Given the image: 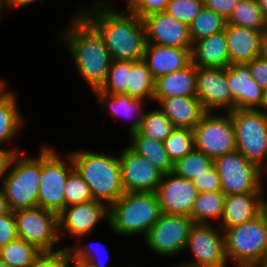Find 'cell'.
I'll return each instance as SVG.
<instances>
[{
  "label": "cell",
  "instance_id": "4dcf8cb0",
  "mask_svg": "<svg viewBox=\"0 0 267 267\" xmlns=\"http://www.w3.org/2000/svg\"><path fill=\"white\" fill-rule=\"evenodd\" d=\"M225 198L222 191L198 193L190 215L193 222L207 224L209 218H222Z\"/></svg>",
  "mask_w": 267,
  "mask_h": 267
},
{
  "label": "cell",
  "instance_id": "8d00e7d4",
  "mask_svg": "<svg viewBox=\"0 0 267 267\" xmlns=\"http://www.w3.org/2000/svg\"><path fill=\"white\" fill-rule=\"evenodd\" d=\"M94 93L98 96L99 101L103 107H105L106 105L108 106L109 103L110 114L112 116L125 114L126 117L131 113H134L135 109L138 111L143 101V99L141 98H134L125 93L123 94L104 93L99 89H95Z\"/></svg>",
  "mask_w": 267,
  "mask_h": 267
},
{
  "label": "cell",
  "instance_id": "60d3db41",
  "mask_svg": "<svg viewBox=\"0 0 267 267\" xmlns=\"http://www.w3.org/2000/svg\"><path fill=\"white\" fill-rule=\"evenodd\" d=\"M191 181L199 193L221 191L220 176L215 165Z\"/></svg>",
  "mask_w": 267,
  "mask_h": 267
},
{
  "label": "cell",
  "instance_id": "ac0fdd59",
  "mask_svg": "<svg viewBox=\"0 0 267 267\" xmlns=\"http://www.w3.org/2000/svg\"><path fill=\"white\" fill-rule=\"evenodd\" d=\"M108 209L103 202L97 200L66 206L58 214L59 234L63 228L73 236L89 234L100 219L107 217L109 220Z\"/></svg>",
  "mask_w": 267,
  "mask_h": 267
},
{
  "label": "cell",
  "instance_id": "5b68a950",
  "mask_svg": "<svg viewBox=\"0 0 267 267\" xmlns=\"http://www.w3.org/2000/svg\"><path fill=\"white\" fill-rule=\"evenodd\" d=\"M38 158L16 155L9 173L4 177L2 189L11 211L38 207L42 172V150ZM15 163V164H14Z\"/></svg>",
  "mask_w": 267,
  "mask_h": 267
},
{
  "label": "cell",
  "instance_id": "7402d4cb",
  "mask_svg": "<svg viewBox=\"0 0 267 267\" xmlns=\"http://www.w3.org/2000/svg\"><path fill=\"white\" fill-rule=\"evenodd\" d=\"M175 127L194 129L206 113L197 96L154 97Z\"/></svg>",
  "mask_w": 267,
  "mask_h": 267
},
{
  "label": "cell",
  "instance_id": "9c48e42d",
  "mask_svg": "<svg viewBox=\"0 0 267 267\" xmlns=\"http://www.w3.org/2000/svg\"><path fill=\"white\" fill-rule=\"evenodd\" d=\"M18 238L34 245L41 252H55L58 243V214L42 207L14 211Z\"/></svg>",
  "mask_w": 267,
  "mask_h": 267
},
{
  "label": "cell",
  "instance_id": "5bb4252c",
  "mask_svg": "<svg viewBox=\"0 0 267 267\" xmlns=\"http://www.w3.org/2000/svg\"><path fill=\"white\" fill-rule=\"evenodd\" d=\"M196 96L206 112L225 106L234 110V100L227 81V67H196Z\"/></svg>",
  "mask_w": 267,
  "mask_h": 267
},
{
  "label": "cell",
  "instance_id": "3957f363",
  "mask_svg": "<svg viewBox=\"0 0 267 267\" xmlns=\"http://www.w3.org/2000/svg\"><path fill=\"white\" fill-rule=\"evenodd\" d=\"M74 169L89 185L92 197L112 205L126 192L121 181L119 157L77 151L70 153Z\"/></svg>",
  "mask_w": 267,
  "mask_h": 267
},
{
  "label": "cell",
  "instance_id": "1f68e13d",
  "mask_svg": "<svg viewBox=\"0 0 267 267\" xmlns=\"http://www.w3.org/2000/svg\"><path fill=\"white\" fill-rule=\"evenodd\" d=\"M40 253L34 245L17 238L0 247V260L10 267H27Z\"/></svg>",
  "mask_w": 267,
  "mask_h": 267
},
{
  "label": "cell",
  "instance_id": "484cf974",
  "mask_svg": "<svg viewBox=\"0 0 267 267\" xmlns=\"http://www.w3.org/2000/svg\"><path fill=\"white\" fill-rule=\"evenodd\" d=\"M130 136L133 142L128 147L133 152L146 158L163 174L173 171V163L163 142L144 137L138 131L132 132Z\"/></svg>",
  "mask_w": 267,
  "mask_h": 267
},
{
  "label": "cell",
  "instance_id": "bcb514c9",
  "mask_svg": "<svg viewBox=\"0 0 267 267\" xmlns=\"http://www.w3.org/2000/svg\"><path fill=\"white\" fill-rule=\"evenodd\" d=\"M72 250L74 251V254H72V252H71ZM67 251L70 253V255L73 258H76V259H79V260H82V261H86V262L90 263L91 265H93L94 267H106V266L101 265V264L96 262V260H97V259H95L96 255L93 254L95 252V250L93 251V249L91 247L90 248H88V247L77 248V246H76L74 248L71 247V249L67 248Z\"/></svg>",
  "mask_w": 267,
  "mask_h": 267
},
{
  "label": "cell",
  "instance_id": "c3c4849f",
  "mask_svg": "<svg viewBox=\"0 0 267 267\" xmlns=\"http://www.w3.org/2000/svg\"><path fill=\"white\" fill-rule=\"evenodd\" d=\"M11 212L8 205V201L5 197V193L2 188H0V216L7 215Z\"/></svg>",
  "mask_w": 267,
  "mask_h": 267
},
{
  "label": "cell",
  "instance_id": "d6986e66",
  "mask_svg": "<svg viewBox=\"0 0 267 267\" xmlns=\"http://www.w3.org/2000/svg\"><path fill=\"white\" fill-rule=\"evenodd\" d=\"M227 81L235 109H259L263 103V89L252 78L247 63H233L227 67Z\"/></svg>",
  "mask_w": 267,
  "mask_h": 267
},
{
  "label": "cell",
  "instance_id": "2e32d148",
  "mask_svg": "<svg viewBox=\"0 0 267 267\" xmlns=\"http://www.w3.org/2000/svg\"><path fill=\"white\" fill-rule=\"evenodd\" d=\"M198 190L191 180L173 172L162 175L156 194L162 214L191 215Z\"/></svg>",
  "mask_w": 267,
  "mask_h": 267
},
{
  "label": "cell",
  "instance_id": "ab89813d",
  "mask_svg": "<svg viewBox=\"0 0 267 267\" xmlns=\"http://www.w3.org/2000/svg\"><path fill=\"white\" fill-rule=\"evenodd\" d=\"M170 0H127V8L131 13L144 17L165 11L166 6Z\"/></svg>",
  "mask_w": 267,
  "mask_h": 267
},
{
  "label": "cell",
  "instance_id": "b9f144b4",
  "mask_svg": "<svg viewBox=\"0 0 267 267\" xmlns=\"http://www.w3.org/2000/svg\"><path fill=\"white\" fill-rule=\"evenodd\" d=\"M67 248L55 252H41L27 267H65Z\"/></svg>",
  "mask_w": 267,
  "mask_h": 267
},
{
  "label": "cell",
  "instance_id": "9a60e30c",
  "mask_svg": "<svg viewBox=\"0 0 267 267\" xmlns=\"http://www.w3.org/2000/svg\"><path fill=\"white\" fill-rule=\"evenodd\" d=\"M121 181L125 192H156L163 173L128 146L119 156Z\"/></svg>",
  "mask_w": 267,
  "mask_h": 267
},
{
  "label": "cell",
  "instance_id": "8fae6325",
  "mask_svg": "<svg viewBox=\"0 0 267 267\" xmlns=\"http://www.w3.org/2000/svg\"><path fill=\"white\" fill-rule=\"evenodd\" d=\"M70 166L48 148L42 149V172L38 195V207L59 214L64 209V189L70 172L74 169L73 160L68 154Z\"/></svg>",
  "mask_w": 267,
  "mask_h": 267
},
{
  "label": "cell",
  "instance_id": "9f6ffc18",
  "mask_svg": "<svg viewBox=\"0 0 267 267\" xmlns=\"http://www.w3.org/2000/svg\"><path fill=\"white\" fill-rule=\"evenodd\" d=\"M239 267H259L257 264H237Z\"/></svg>",
  "mask_w": 267,
  "mask_h": 267
},
{
  "label": "cell",
  "instance_id": "8992f818",
  "mask_svg": "<svg viewBox=\"0 0 267 267\" xmlns=\"http://www.w3.org/2000/svg\"><path fill=\"white\" fill-rule=\"evenodd\" d=\"M226 255L236 264H257L267 252V213L224 231Z\"/></svg>",
  "mask_w": 267,
  "mask_h": 267
},
{
  "label": "cell",
  "instance_id": "f5cc1de1",
  "mask_svg": "<svg viewBox=\"0 0 267 267\" xmlns=\"http://www.w3.org/2000/svg\"><path fill=\"white\" fill-rule=\"evenodd\" d=\"M259 6L261 7L263 17L267 23V0H257Z\"/></svg>",
  "mask_w": 267,
  "mask_h": 267
},
{
  "label": "cell",
  "instance_id": "74e56055",
  "mask_svg": "<svg viewBox=\"0 0 267 267\" xmlns=\"http://www.w3.org/2000/svg\"><path fill=\"white\" fill-rule=\"evenodd\" d=\"M64 190V208L72 204L94 200L89 185L75 169L70 172Z\"/></svg>",
  "mask_w": 267,
  "mask_h": 267
},
{
  "label": "cell",
  "instance_id": "6f0895ef",
  "mask_svg": "<svg viewBox=\"0 0 267 267\" xmlns=\"http://www.w3.org/2000/svg\"><path fill=\"white\" fill-rule=\"evenodd\" d=\"M0 267H10V266L7 265V264H5L4 262H2V261L0 260Z\"/></svg>",
  "mask_w": 267,
  "mask_h": 267
},
{
  "label": "cell",
  "instance_id": "e0dca14e",
  "mask_svg": "<svg viewBox=\"0 0 267 267\" xmlns=\"http://www.w3.org/2000/svg\"><path fill=\"white\" fill-rule=\"evenodd\" d=\"M147 44L175 48H192L189 26L166 11L143 18Z\"/></svg>",
  "mask_w": 267,
  "mask_h": 267
},
{
  "label": "cell",
  "instance_id": "52a82bcc",
  "mask_svg": "<svg viewBox=\"0 0 267 267\" xmlns=\"http://www.w3.org/2000/svg\"><path fill=\"white\" fill-rule=\"evenodd\" d=\"M235 130L236 149L250 162L267 169V112L259 109H235L230 112ZM263 160H265L263 162Z\"/></svg>",
  "mask_w": 267,
  "mask_h": 267
},
{
  "label": "cell",
  "instance_id": "680465c9",
  "mask_svg": "<svg viewBox=\"0 0 267 267\" xmlns=\"http://www.w3.org/2000/svg\"><path fill=\"white\" fill-rule=\"evenodd\" d=\"M4 86L3 81L0 80V89Z\"/></svg>",
  "mask_w": 267,
  "mask_h": 267
},
{
  "label": "cell",
  "instance_id": "d590c367",
  "mask_svg": "<svg viewBox=\"0 0 267 267\" xmlns=\"http://www.w3.org/2000/svg\"><path fill=\"white\" fill-rule=\"evenodd\" d=\"M130 71L131 61L112 60L107 78L99 90L104 93L127 94Z\"/></svg>",
  "mask_w": 267,
  "mask_h": 267
},
{
  "label": "cell",
  "instance_id": "f35d334b",
  "mask_svg": "<svg viewBox=\"0 0 267 267\" xmlns=\"http://www.w3.org/2000/svg\"><path fill=\"white\" fill-rule=\"evenodd\" d=\"M203 8V0H170L165 11L189 26Z\"/></svg>",
  "mask_w": 267,
  "mask_h": 267
},
{
  "label": "cell",
  "instance_id": "603a6c76",
  "mask_svg": "<svg viewBox=\"0 0 267 267\" xmlns=\"http://www.w3.org/2000/svg\"><path fill=\"white\" fill-rule=\"evenodd\" d=\"M261 193H246L226 195L222 213L223 231L250 221L265 210V201L260 198Z\"/></svg>",
  "mask_w": 267,
  "mask_h": 267
},
{
  "label": "cell",
  "instance_id": "ba28073f",
  "mask_svg": "<svg viewBox=\"0 0 267 267\" xmlns=\"http://www.w3.org/2000/svg\"><path fill=\"white\" fill-rule=\"evenodd\" d=\"M214 165L220 176L221 191L225 195L261 193L263 168L250 162L237 149L216 157Z\"/></svg>",
  "mask_w": 267,
  "mask_h": 267
},
{
  "label": "cell",
  "instance_id": "cb8c5ba5",
  "mask_svg": "<svg viewBox=\"0 0 267 267\" xmlns=\"http://www.w3.org/2000/svg\"><path fill=\"white\" fill-rule=\"evenodd\" d=\"M192 44V63L196 67L226 68L230 65L225 30Z\"/></svg>",
  "mask_w": 267,
  "mask_h": 267
},
{
  "label": "cell",
  "instance_id": "d4e9b609",
  "mask_svg": "<svg viewBox=\"0 0 267 267\" xmlns=\"http://www.w3.org/2000/svg\"><path fill=\"white\" fill-rule=\"evenodd\" d=\"M175 96H196V66L193 63L155 79L154 97Z\"/></svg>",
  "mask_w": 267,
  "mask_h": 267
},
{
  "label": "cell",
  "instance_id": "4316f807",
  "mask_svg": "<svg viewBox=\"0 0 267 267\" xmlns=\"http://www.w3.org/2000/svg\"><path fill=\"white\" fill-rule=\"evenodd\" d=\"M175 126L160 110L143 112L130 125V133L138 131L142 136L163 142Z\"/></svg>",
  "mask_w": 267,
  "mask_h": 267
},
{
  "label": "cell",
  "instance_id": "f1b7e54d",
  "mask_svg": "<svg viewBox=\"0 0 267 267\" xmlns=\"http://www.w3.org/2000/svg\"><path fill=\"white\" fill-rule=\"evenodd\" d=\"M14 94L0 89V143L10 140L22 125Z\"/></svg>",
  "mask_w": 267,
  "mask_h": 267
},
{
  "label": "cell",
  "instance_id": "e575fe53",
  "mask_svg": "<svg viewBox=\"0 0 267 267\" xmlns=\"http://www.w3.org/2000/svg\"><path fill=\"white\" fill-rule=\"evenodd\" d=\"M163 143L174 164L195 149L193 129L175 127Z\"/></svg>",
  "mask_w": 267,
  "mask_h": 267
},
{
  "label": "cell",
  "instance_id": "f6af8a7d",
  "mask_svg": "<svg viewBox=\"0 0 267 267\" xmlns=\"http://www.w3.org/2000/svg\"><path fill=\"white\" fill-rule=\"evenodd\" d=\"M239 1L243 0H203L204 7L211 9L226 20Z\"/></svg>",
  "mask_w": 267,
  "mask_h": 267
},
{
  "label": "cell",
  "instance_id": "7dc6e473",
  "mask_svg": "<svg viewBox=\"0 0 267 267\" xmlns=\"http://www.w3.org/2000/svg\"><path fill=\"white\" fill-rule=\"evenodd\" d=\"M17 154L15 149L5 150L0 148V179L6 176L5 172L12 166L11 163Z\"/></svg>",
  "mask_w": 267,
  "mask_h": 267
},
{
  "label": "cell",
  "instance_id": "db71d44e",
  "mask_svg": "<svg viewBox=\"0 0 267 267\" xmlns=\"http://www.w3.org/2000/svg\"><path fill=\"white\" fill-rule=\"evenodd\" d=\"M259 267H267V252L257 263Z\"/></svg>",
  "mask_w": 267,
  "mask_h": 267
},
{
  "label": "cell",
  "instance_id": "277c9868",
  "mask_svg": "<svg viewBox=\"0 0 267 267\" xmlns=\"http://www.w3.org/2000/svg\"><path fill=\"white\" fill-rule=\"evenodd\" d=\"M109 207L108 223L122 235L145 237L162 214L156 192H126Z\"/></svg>",
  "mask_w": 267,
  "mask_h": 267
},
{
  "label": "cell",
  "instance_id": "7c38bea8",
  "mask_svg": "<svg viewBox=\"0 0 267 267\" xmlns=\"http://www.w3.org/2000/svg\"><path fill=\"white\" fill-rule=\"evenodd\" d=\"M195 223L185 215L161 214L145 236L147 246L161 256H174L185 250L187 238Z\"/></svg>",
  "mask_w": 267,
  "mask_h": 267
},
{
  "label": "cell",
  "instance_id": "7bdbcfd3",
  "mask_svg": "<svg viewBox=\"0 0 267 267\" xmlns=\"http://www.w3.org/2000/svg\"><path fill=\"white\" fill-rule=\"evenodd\" d=\"M18 238L14 211L0 216V247Z\"/></svg>",
  "mask_w": 267,
  "mask_h": 267
},
{
  "label": "cell",
  "instance_id": "83f0119b",
  "mask_svg": "<svg viewBox=\"0 0 267 267\" xmlns=\"http://www.w3.org/2000/svg\"><path fill=\"white\" fill-rule=\"evenodd\" d=\"M226 23L253 30L267 31V23L257 0L239 1Z\"/></svg>",
  "mask_w": 267,
  "mask_h": 267
},
{
  "label": "cell",
  "instance_id": "ee69618b",
  "mask_svg": "<svg viewBox=\"0 0 267 267\" xmlns=\"http://www.w3.org/2000/svg\"><path fill=\"white\" fill-rule=\"evenodd\" d=\"M252 78L261 86L264 90L267 89V60H264L261 56L252 59L249 63Z\"/></svg>",
  "mask_w": 267,
  "mask_h": 267
},
{
  "label": "cell",
  "instance_id": "44dd1931",
  "mask_svg": "<svg viewBox=\"0 0 267 267\" xmlns=\"http://www.w3.org/2000/svg\"><path fill=\"white\" fill-rule=\"evenodd\" d=\"M224 30L230 64L249 63L252 59L260 57L262 38L267 31L248 29L228 23Z\"/></svg>",
  "mask_w": 267,
  "mask_h": 267
},
{
  "label": "cell",
  "instance_id": "6da1fadb",
  "mask_svg": "<svg viewBox=\"0 0 267 267\" xmlns=\"http://www.w3.org/2000/svg\"><path fill=\"white\" fill-rule=\"evenodd\" d=\"M96 10L82 15L98 30L104 39L112 60L139 61L146 47L145 25L139 16L110 10L96 4Z\"/></svg>",
  "mask_w": 267,
  "mask_h": 267
},
{
  "label": "cell",
  "instance_id": "11a10c76",
  "mask_svg": "<svg viewBox=\"0 0 267 267\" xmlns=\"http://www.w3.org/2000/svg\"><path fill=\"white\" fill-rule=\"evenodd\" d=\"M260 108H265L267 110V89L263 92V103Z\"/></svg>",
  "mask_w": 267,
  "mask_h": 267
},
{
  "label": "cell",
  "instance_id": "f546056e",
  "mask_svg": "<svg viewBox=\"0 0 267 267\" xmlns=\"http://www.w3.org/2000/svg\"><path fill=\"white\" fill-rule=\"evenodd\" d=\"M155 79L148 69L146 62L142 59L131 61V71L129 72V84L127 94L134 98L154 99Z\"/></svg>",
  "mask_w": 267,
  "mask_h": 267
},
{
  "label": "cell",
  "instance_id": "ffe728a7",
  "mask_svg": "<svg viewBox=\"0 0 267 267\" xmlns=\"http://www.w3.org/2000/svg\"><path fill=\"white\" fill-rule=\"evenodd\" d=\"M192 48L146 44L144 58L154 79L179 71L192 63Z\"/></svg>",
  "mask_w": 267,
  "mask_h": 267
},
{
  "label": "cell",
  "instance_id": "94428289",
  "mask_svg": "<svg viewBox=\"0 0 267 267\" xmlns=\"http://www.w3.org/2000/svg\"><path fill=\"white\" fill-rule=\"evenodd\" d=\"M265 211L267 213V202H265Z\"/></svg>",
  "mask_w": 267,
  "mask_h": 267
},
{
  "label": "cell",
  "instance_id": "91938a15",
  "mask_svg": "<svg viewBox=\"0 0 267 267\" xmlns=\"http://www.w3.org/2000/svg\"><path fill=\"white\" fill-rule=\"evenodd\" d=\"M3 4H2V0H0V10L2 8ZM1 12V11H0Z\"/></svg>",
  "mask_w": 267,
  "mask_h": 267
},
{
  "label": "cell",
  "instance_id": "681fc988",
  "mask_svg": "<svg viewBox=\"0 0 267 267\" xmlns=\"http://www.w3.org/2000/svg\"><path fill=\"white\" fill-rule=\"evenodd\" d=\"M70 262L75 263L74 267H94L93 265H91L90 263H88L86 261H82V260L73 258L70 255V253L67 251L65 267H69Z\"/></svg>",
  "mask_w": 267,
  "mask_h": 267
},
{
  "label": "cell",
  "instance_id": "30bf717a",
  "mask_svg": "<svg viewBox=\"0 0 267 267\" xmlns=\"http://www.w3.org/2000/svg\"><path fill=\"white\" fill-rule=\"evenodd\" d=\"M194 148L215 159L236 150L235 130L230 112L211 115L206 112L193 129Z\"/></svg>",
  "mask_w": 267,
  "mask_h": 267
},
{
  "label": "cell",
  "instance_id": "f907efd6",
  "mask_svg": "<svg viewBox=\"0 0 267 267\" xmlns=\"http://www.w3.org/2000/svg\"><path fill=\"white\" fill-rule=\"evenodd\" d=\"M37 0H2V4L6 3L10 7H21ZM40 1V0H39ZM43 1V0H41Z\"/></svg>",
  "mask_w": 267,
  "mask_h": 267
},
{
  "label": "cell",
  "instance_id": "836d02e7",
  "mask_svg": "<svg viewBox=\"0 0 267 267\" xmlns=\"http://www.w3.org/2000/svg\"><path fill=\"white\" fill-rule=\"evenodd\" d=\"M214 165V159L196 149L173 164V173L179 177L192 180L204 174Z\"/></svg>",
  "mask_w": 267,
  "mask_h": 267
},
{
  "label": "cell",
  "instance_id": "d6a6232c",
  "mask_svg": "<svg viewBox=\"0 0 267 267\" xmlns=\"http://www.w3.org/2000/svg\"><path fill=\"white\" fill-rule=\"evenodd\" d=\"M226 19L204 7L189 25L192 43L225 29Z\"/></svg>",
  "mask_w": 267,
  "mask_h": 267
},
{
  "label": "cell",
  "instance_id": "7a4b0ae2",
  "mask_svg": "<svg viewBox=\"0 0 267 267\" xmlns=\"http://www.w3.org/2000/svg\"><path fill=\"white\" fill-rule=\"evenodd\" d=\"M72 26L64 39L76 68L93 90L99 89L112 63L109 50L101 34L82 14L76 16Z\"/></svg>",
  "mask_w": 267,
  "mask_h": 267
},
{
  "label": "cell",
  "instance_id": "4fadbf2b",
  "mask_svg": "<svg viewBox=\"0 0 267 267\" xmlns=\"http://www.w3.org/2000/svg\"><path fill=\"white\" fill-rule=\"evenodd\" d=\"M211 223H195L189 233L186 248H190L195 261L184 264L188 267H226L225 235H220Z\"/></svg>",
  "mask_w": 267,
  "mask_h": 267
},
{
  "label": "cell",
  "instance_id": "816d5d0a",
  "mask_svg": "<svg viewBox=\"0 0 267 267\" xmlns=\"http://www.w3.org/2000/svg\"><path fill=\"white\" fill-rule=\"evenodd\" d=\"M264 60H267V32L264 33L261 42V55Z\"/></svg>",
  "mask_w": 267,
  "mask_h": 267
}]
</instances>
